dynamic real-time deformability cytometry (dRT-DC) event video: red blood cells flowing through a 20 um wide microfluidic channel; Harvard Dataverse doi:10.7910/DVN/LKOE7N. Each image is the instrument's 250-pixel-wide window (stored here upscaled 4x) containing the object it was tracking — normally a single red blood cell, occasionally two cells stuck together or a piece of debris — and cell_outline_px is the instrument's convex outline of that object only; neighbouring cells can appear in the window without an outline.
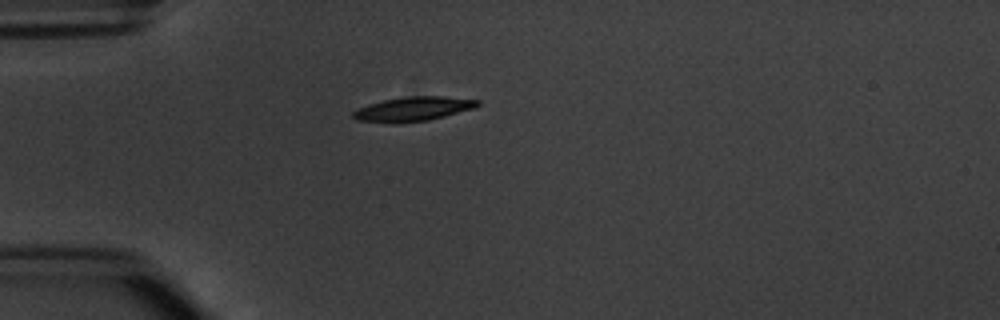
{"species": "common noctule bat (a hibernating species)", "species_latin": "Nyctalus noctula", "temperature_condition": "warm", "stored_images_in_passage": 2, "camera_frame_rate_fps": 3000, "um_per_image_px": 0.085, "animal": {"sex": "male", "body_mass_g": 20.1, "forearm_length_mm": 53.5}, "frame": {"image": 1, "passage_image": 1, "time_ms": 0.0, "image_size_px": [1000, 320], "cell_outline_px": [[480, 104], [472, 108], [444, 116], [428, 120], [396, 124], [356, 120], [352, 116], [352, 112], [368, 104], [384, 100], [408, 96], [444, 96], [480, 100]], "centroid_in_image_um": [35.08, 9.27], "position_along_channel_um": 49.9, "area_um2": 17.57}}